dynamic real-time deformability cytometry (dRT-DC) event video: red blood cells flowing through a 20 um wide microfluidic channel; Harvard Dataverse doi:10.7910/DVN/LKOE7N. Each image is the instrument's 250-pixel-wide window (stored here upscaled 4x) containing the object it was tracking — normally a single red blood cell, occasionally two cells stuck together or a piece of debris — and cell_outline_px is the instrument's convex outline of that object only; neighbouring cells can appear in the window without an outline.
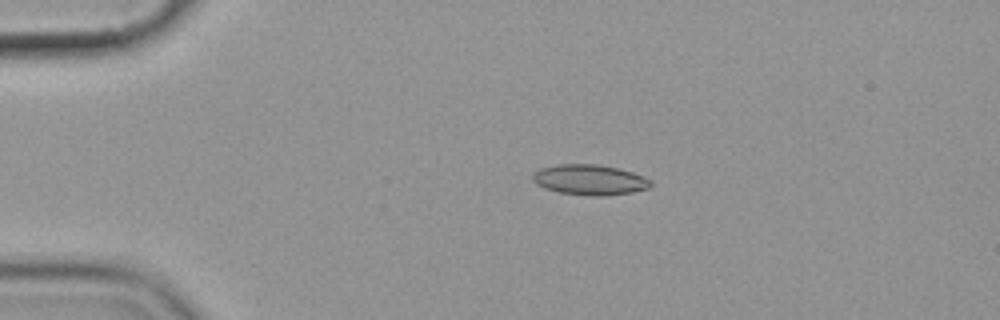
{"species": "common noctule bat (a hibernating species)", "species_latin": "Nyctalus noctula", "temperature_condition": "cold", "stored_images_in_passage": 15, "camera_frame_rate_fps": 3000, "um_per_image_px": 0.085, "animal": {"sex": "female", "body_mass_g": 19.9}, "frame": {"image": 1, "passage_image": 3, "time_ms": 3.333, "image_size_px": [1000, 320], "cell_outline_px": [[652, 188], [632, 192], [604, 196], [588, 196], [560, 192], [544, 188], [536, 184], [532, 180], [532, 172], [540, 168], [556, 164], [596, 164], [620, 168], [644, 176], [652, 180]], "centroid_in_image_um": [50.14, 15.28], "position_along_channel_um": 34.9, "area_um2": 21.27}}
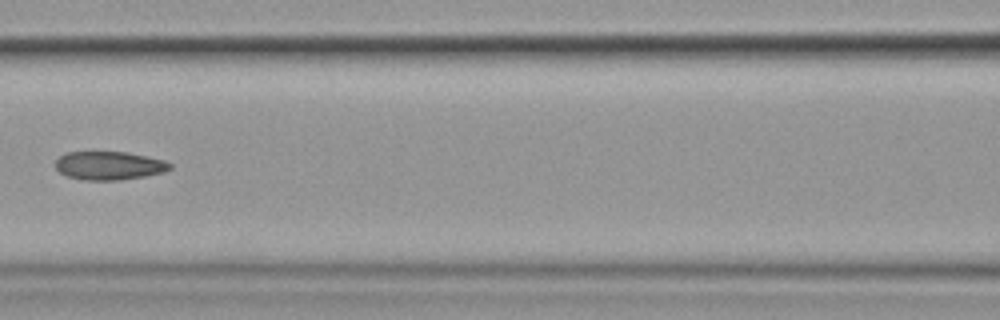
{"frame": {"image": 2, "passage_image": 7, "time_ms": 8.0, "image_size_px": [1000, 320], "cell_outline_px": [[172, 168], [164, 172], [144, 176], [120, 180], [84, 180], [68, 176], [60, 172], [56, 168], [56, 160], [60, 156], [68, 152], [128, 152], [148, 156], [164, 160], [172, 164]], "centroid_in_image_um": [9.31, 14.07], "position_along_channel_um": 157.3, "area_um2": 18.96}}
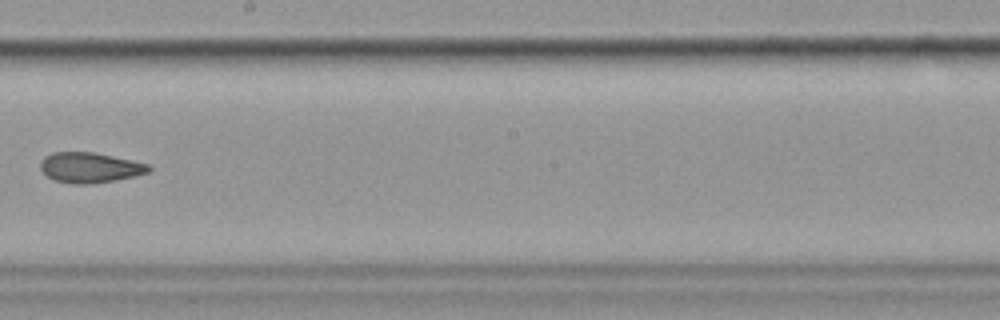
{"frame": {"image": 3, "passage_image": 9, "time_ms": 10.333, "image_size_px": [1000, 320], "cell_outline_px": [[152, 168], [148, 172], [116, 180], [92, 184], [72, 184], [56, 180], [48, 176], [40, 168], [40, 160], [44, 156], [52, 152], [92, 152], [132, 160], [148, 164]], "centroid_in_image_um": [7.61, 14.24], "position_along_channel_um": 240.6, "area_um2": 19.02}, "authors_computed_cell_mechanics": {"area_um2": 19.652, "velocity_mm_per_s": 3.5894, "shape_relaxation_time_tau1_ms": null, "shape_relaxation_time_tau2_ms": 3.6667, "deformation_change_tau1": null, "deformation_change_tau2": 0.0956}}